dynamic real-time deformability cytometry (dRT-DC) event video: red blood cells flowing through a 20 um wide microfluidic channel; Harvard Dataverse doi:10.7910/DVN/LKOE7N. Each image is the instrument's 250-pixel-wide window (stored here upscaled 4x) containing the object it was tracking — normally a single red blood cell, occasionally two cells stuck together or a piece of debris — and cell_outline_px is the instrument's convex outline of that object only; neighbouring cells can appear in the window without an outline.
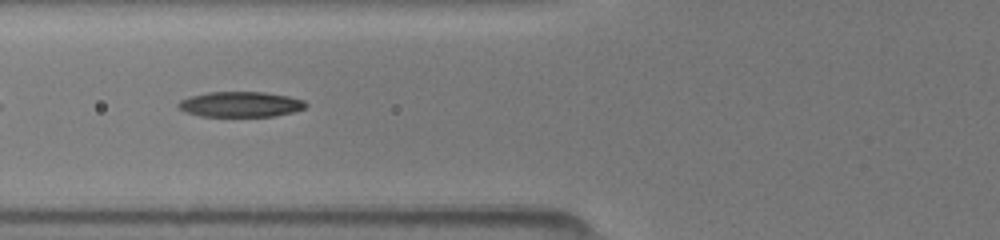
{"species": "common noctule bat (a hibernating species)", "species_latin": "Nyctalus noctula", "temperature_condition": "room temperature", "stored_images_in_passage": 16, "camera_frame_rate_fps": 3000, "um_per_image_px": 0.085, "animal": {"sex": "female", "body_mass_g": 19.5, "forearm_length_mm": 54.1}, "frame": {"image": 1, "passage_image": 5, "time_ms": 1.333, "image_size_px": [1000, 240], "cell_outline_px": [[308, 104], [304, 108], [292, 112], [272, 116], [200, 116], [184, 112], [176, 104], [180, 100], [188, 96], [208, 92], [264, 92], [288, 96], [304, 100]], "centroid_in_image_um": [20.4, 8.86], "position_along_channel_um": 105.4, "area_um2": 18.84}}
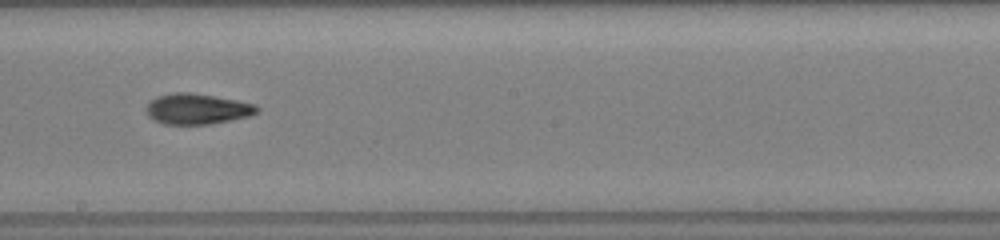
{"frame": {"image": 2, "passage_image": 14, "time_ms": 4.333, "image_size_px": [1000, 240], "cell_outline_px": [[260, 108], [256, 112], [248, 116], [232, 120], [208, 124], [164, 124], [148, 116], [144, 108], [156, 96], [176, 92], [188, 92], [236, 100], [256, 104]], "centroid_in_image_um": [16.74, 9.26], "position_along_channel_um": 231.5, "area_um2": 19.59}}